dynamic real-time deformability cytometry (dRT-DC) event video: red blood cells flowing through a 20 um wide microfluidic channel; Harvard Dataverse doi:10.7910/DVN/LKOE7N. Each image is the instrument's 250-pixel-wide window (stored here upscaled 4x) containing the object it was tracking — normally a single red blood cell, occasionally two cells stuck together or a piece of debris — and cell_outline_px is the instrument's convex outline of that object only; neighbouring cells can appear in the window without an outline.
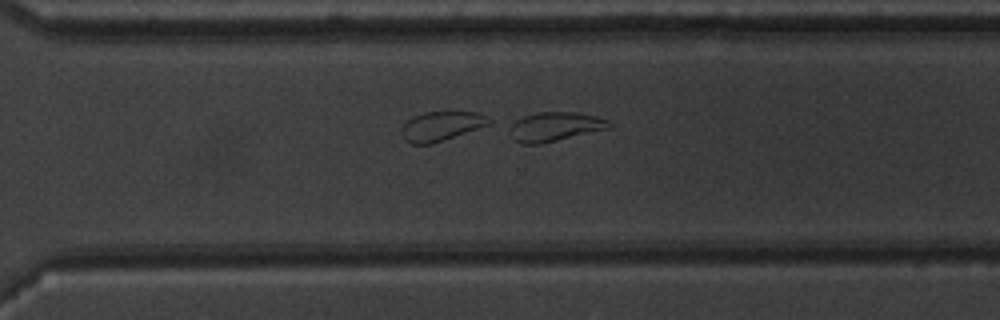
{"species": "common noctule bat (a hibernating species)", "species_latin": "Nyctalus noctula", "temperature_condition": "warm", "stored_images_in_passage": 42, "camera_frame_rate_fps": 3000, "um_per_image_px": 0.085, "animal": {"sex": "male", "body_mass_g": 20.1, "forearm_length_mm": 53.5}, "frame": {"image": 1, "passage_image": 32, "time_ms": 10.333, "image_size_px": [1000, 320], "cell_outline_px": [[612, 128], [540, 144], [524, 144], [516, 140], [508, 132], [508, 124], [524, 116], [536, 112], [572, 112], [596, 116], [608, 120], [612, 124]], "centroid_in_image_um": [47.16, 10.76], "position_along_channel_um": 323.4, "area_um2": 17.05}}